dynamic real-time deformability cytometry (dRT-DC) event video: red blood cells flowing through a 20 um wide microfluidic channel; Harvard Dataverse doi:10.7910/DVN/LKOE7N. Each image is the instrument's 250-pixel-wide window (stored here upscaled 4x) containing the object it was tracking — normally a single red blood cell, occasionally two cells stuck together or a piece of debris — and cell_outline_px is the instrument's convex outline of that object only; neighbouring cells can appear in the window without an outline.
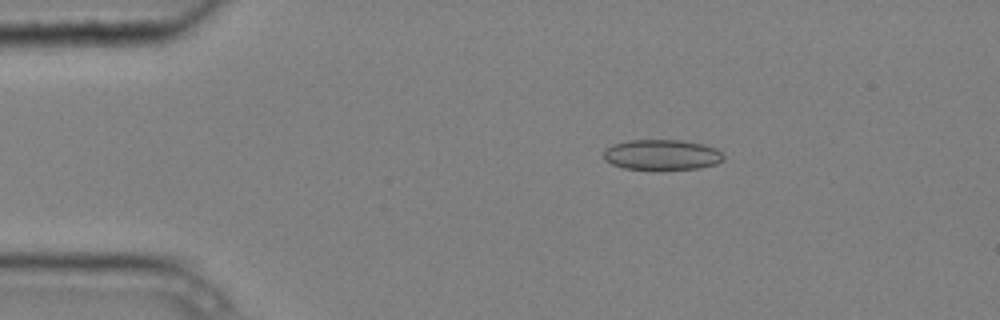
{"species": "common noctule bat (a hibernating species)", "species_latin": "Nyctalus noctula", "temperature_condition": "cold", "stored_images_in_passage": 8, "camera_frame_rate_fps": 3000, "um_per_image_px": 0.085, "animal": {"sex": "male", "body_mass_g": 20.4}, "frame": {"image": 1, "passage_image": 3, "time_ms": 0.667, "image_size_px": [1000, 320], "cell_outline_px": [[724, 160], [716, 164], [700, 168], [624, 168], [612, 164], [604, 160], [604, 148], [612, 144], [628, 140], [680, 140], [700, 144], [716, 148], [724, 156]], "centroid_in_image_um": [56.23, 13.13], "position_along_channel_um": 28.8, "area_um2": 20.92}}
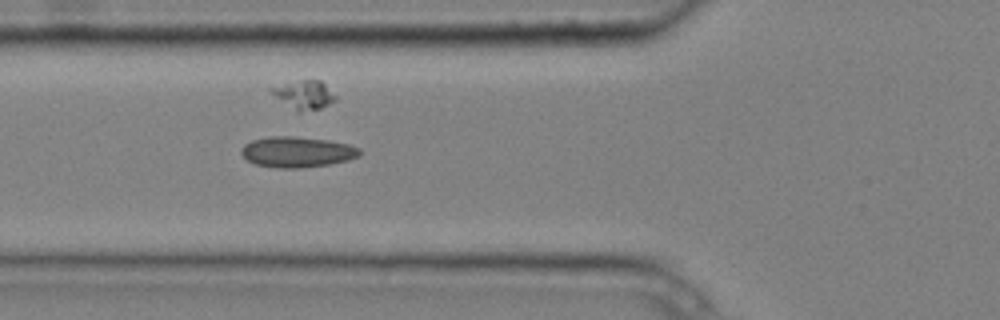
{"frame": {"image": 2, "passage_image": 6, "time_ms": 1.667, "image_size_px": [1000, 320], "cell_outline_px": [[360, 156], [348, 160], [328, 164], [300, 168], [276, 168], [256, 164], [248, 160], [240, 152], [240, 148], [244, 144], [252, 140], [268, 136], [292, 136], [328, 140], [348, 144], [360, 148]], "centroid_in_image_um": [25.23, 12.91], "position_along_channel_um": 100.6, "area_um2": 21.15}}